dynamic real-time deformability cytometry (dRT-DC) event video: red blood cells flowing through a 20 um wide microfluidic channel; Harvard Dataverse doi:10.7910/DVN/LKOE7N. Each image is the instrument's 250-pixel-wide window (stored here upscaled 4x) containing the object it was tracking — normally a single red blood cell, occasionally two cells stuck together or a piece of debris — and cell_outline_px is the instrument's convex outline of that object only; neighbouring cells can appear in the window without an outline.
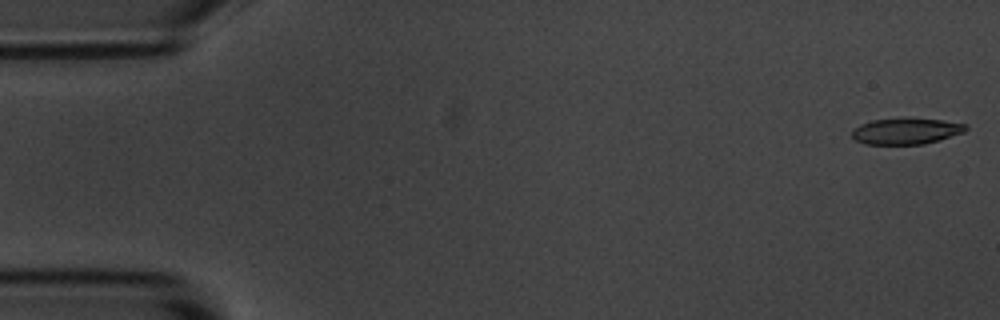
{"species": "common noctule bat (a hibernating species)", "species_latin": "Nyctalus noctula", "temperature_condition": "room temperature", "stored_images_in_passage": 54, "camera_frame_rate_fps": 3000, "um_per_image_px": 0.085, "animal": {"sex": "male", "body_mass_g": 20.1, "forearm_length_mm": 53.5}, "frame": {"image": 1, "passage_image": 1, "time_ms": 0.0, "image_size_px": [1000, 320], "cell_outline_px": [[968, 128], [964, 132], [940, 140], [924, 144], [864, 144], [856, 140], [852, 136], [852, 132], [860, 124], [872, 120], [908, 116], [940, 120], [968, 124]], "centroid_in_image_um": [77.05, 11.12], "position_along_channel_um": 8.0, "area_um2": 17.74}}
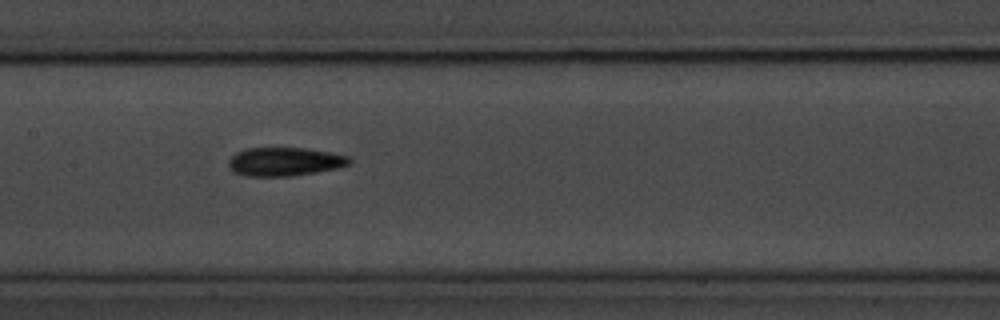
{"frame": {"image": 2, "passage_image": 26, "time_ms": 8.333, "image_size_px": [1000, 320], "cell_outline_px": [[352, 160], [348, 164], [336, 168], [316, 172], [292, 176], [248, 176], [232, 172], [228, 168], [228, 160], [236, 152], [244, 148], [304, 148], [328, 152], [348, 156]], "centroid_in_image_um": [24.13, 13.74], "position_along_channel_um": 183.3, "area_um2": 20.11}}
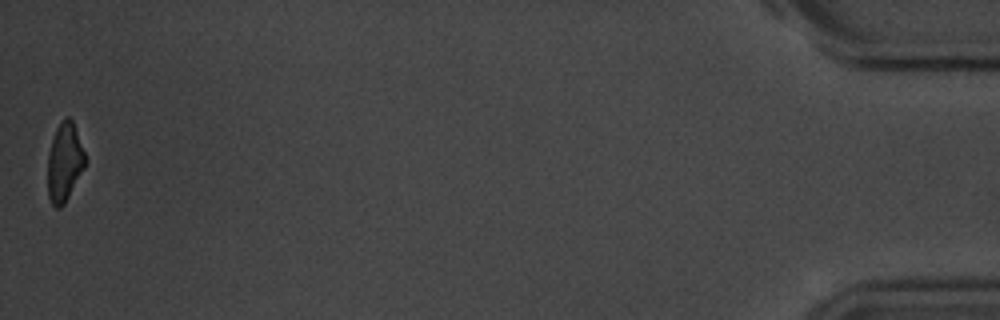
{"frame": {"image": 3, "passage_image": 54, "time_ms": 17.667, "image_size_px": [1000, 320], "cell_outline_px": [[88, 160], [84, 168], [64, 204], [60, 208], [56, 208], [52, 204], [48, 196], [48, 156], [52, 140], [56, 128], [64, 116], [68, 116], [72, 120]], "centroid_in_image_um": [5.5, 13.78], "position_along_channel_um": 429.7, "area_um2": 17.17}, "authors_computed_cell_mechanics": {"area_um2": 18.8139, "velocity_mm_per_s": 3.6737, "shape_relaxation_time_tau1_ms": 4.9486, "shape_relaxation_time_tau2_ms": 2.6473, "deformation_change_tau1": 0.1631, "deformation_change_tau2": 0.1005}}